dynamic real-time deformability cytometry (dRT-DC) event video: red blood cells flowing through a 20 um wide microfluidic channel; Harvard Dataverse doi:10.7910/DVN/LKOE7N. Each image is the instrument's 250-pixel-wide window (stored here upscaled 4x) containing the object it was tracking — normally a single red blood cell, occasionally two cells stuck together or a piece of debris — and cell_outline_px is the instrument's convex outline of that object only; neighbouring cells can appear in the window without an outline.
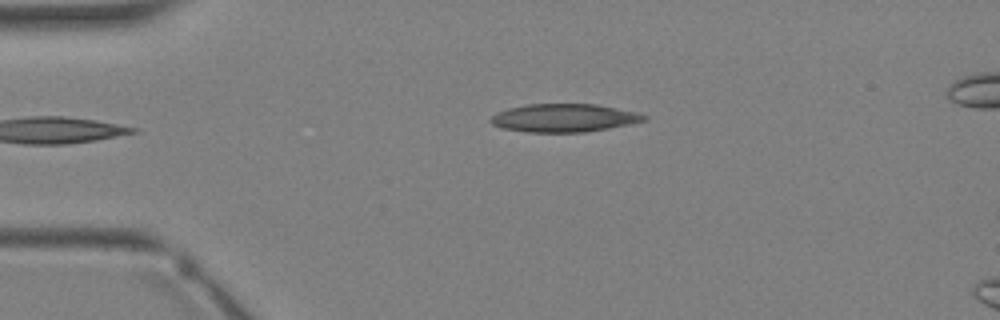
{"species": "Egyptian fruit bat (a non-hibernating species)", "species_latin": "Rousettus aegyptiacus", "temperature_condition": "warm", "stored_images_in_passage": 4, "camera_frame_rate_fps": 3000, "um_per_image_px": 0.085, "animal": {"sex": "female"}, "frame": {"image": 1, "passage_image": 4, "time_ms": 3.667, "image_size_px": [1000, 320], "cell_outline_px": [[648, 120], [608, 128], [584, 132], [528, 132], [504, 128], [492, 124], [488, 120], [496, 112], [508, 108], [528, 104], [596, 104], [636, 112], [648, 116]], "centroid_in_image_um": [47.93, 10.02], "position_along_channel_um": 37.1, "area_um2": 25.03}}